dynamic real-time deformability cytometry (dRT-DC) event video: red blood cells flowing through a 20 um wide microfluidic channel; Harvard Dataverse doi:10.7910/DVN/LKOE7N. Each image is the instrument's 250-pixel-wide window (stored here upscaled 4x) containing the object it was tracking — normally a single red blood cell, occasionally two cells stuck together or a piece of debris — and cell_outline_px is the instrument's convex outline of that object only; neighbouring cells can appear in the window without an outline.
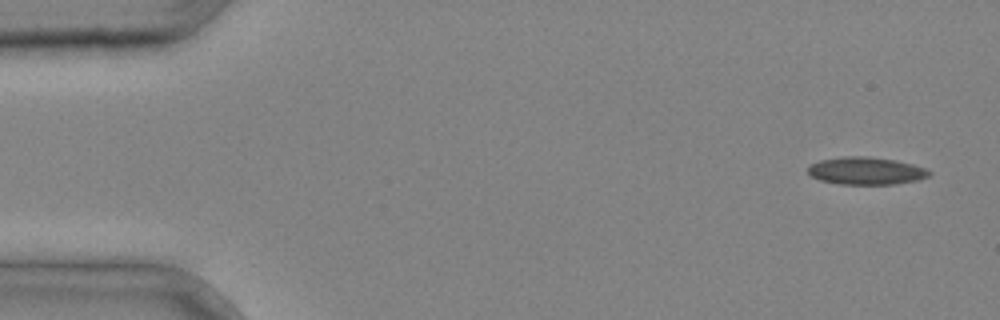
{"species": "common noctule bat (a hibernating species)", "species_latin": "Nyctalus noctula", "temperature_condition": "cold", "stored_images_in_passage": 3, "camera_frame_rate_fps": 3000, "um_per_image_px": 0.085, "animal": {"sex": "male", "body_mass_g": 20.4}, "frame": {"image": 1, "passage_image": 1, "time_ms": 0.0, "image_size_px": [1000, 320], "cell_outline_px": [[932, 172], [928, 176], [916, 180], [896, 184], [840, 184], [820, 180], [812, 176], [808, 172], [808, 168], [812, 164], [820, 160], [844, 156], [868, 156], [896, 160], [912, 164], [924, 168]], "centroid_in_image_um": [73.61, 14.52], "position_along_channel_um": 11.4, "area_um2": 19.31}}
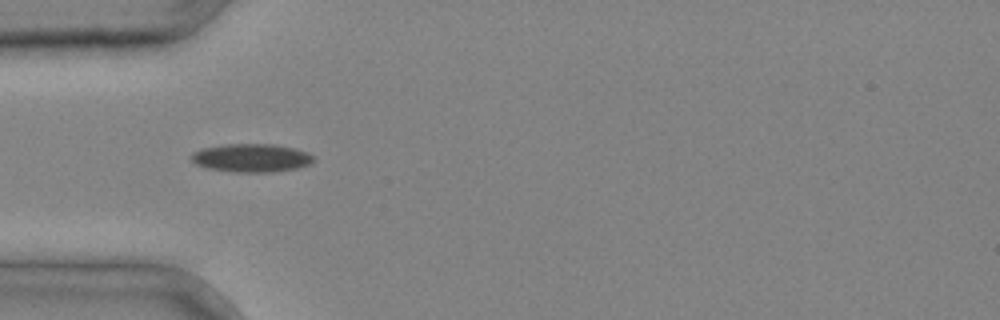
{"frame": {"image": 2, "passage_image": 3, "time_ms": 0.667, "image_size_px": [1000, 320], "cell_outline_px": [[316, 160], [312, 164], [296, 168], [272, 172], [236, 172], [208, 168], [196, 164], [188, 156], [192, 152], [200, 148], [224, 144], [276, 144], [296, 148], [308, 152], [316, 156]], "centroid_in_image_um": [21.4, 13.41], "position_along_channel_um": 63.6, "area_um2": 20.58}}